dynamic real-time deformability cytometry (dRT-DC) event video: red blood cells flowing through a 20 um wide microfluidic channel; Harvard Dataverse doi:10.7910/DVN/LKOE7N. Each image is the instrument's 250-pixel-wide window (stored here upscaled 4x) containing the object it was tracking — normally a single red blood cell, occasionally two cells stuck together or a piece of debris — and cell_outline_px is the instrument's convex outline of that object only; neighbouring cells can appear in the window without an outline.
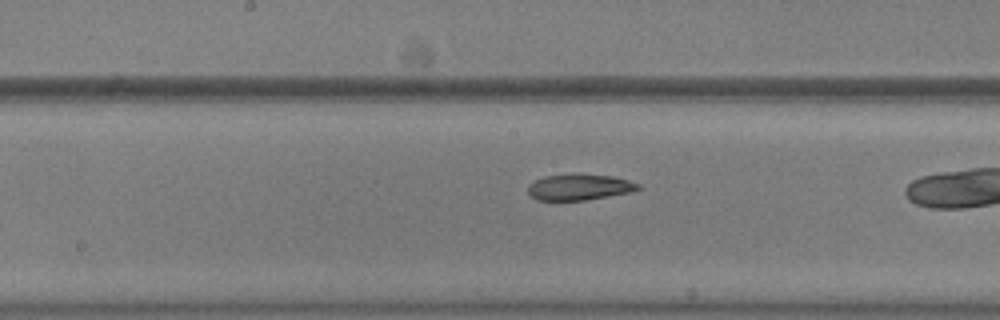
{"species": "common noctule bat (a hibernating species)", "species_latin": "Nyctalus noctula", "temperature_condition": "warm", "stored_images_in_passage": 36, "camera_frame_rate_fps": 3000, "um_per_image_px": 0.085, "animal": {"sex": "male", "body_mass_g": 20.5, "forearm_length_mm": 52.5}, "frame": {"image": 1, "passage_image": 21, "time_ms": 6.667, "image_size_px": [1000, 320], "cell_outline_px": [[644, 188], [628, 192], [608, 196], [584, 200], [536, 200], [528, 192], [528, 184], [544, 176], [572, 172], [576, 172], [612, 176], [628, 180], [640, 184]], "centroid_in_image_um": [49.24, 15.87], "position_along_channel_um": 199.0, "area_um2": 17.05}}
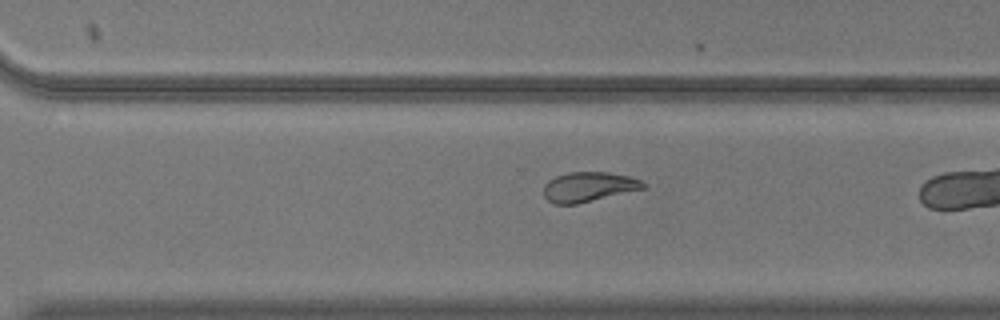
{"frame": {"image": 2, "passage_image": 31, "time_ms": 10.0, "image_size_px": [1000, 320], "cell_outline_px": [[648, 188], [576, 204], [552, 204], [544, 196], [544, 184], [548, 180], [556, 176], [568, 172], [608, 172], [628, 176], [640, 180], [648, 184]], "centroid_in_image_um": [50.05, 15.88], "position_along_channel_um": 320.5, "area_um2": 17.46}}